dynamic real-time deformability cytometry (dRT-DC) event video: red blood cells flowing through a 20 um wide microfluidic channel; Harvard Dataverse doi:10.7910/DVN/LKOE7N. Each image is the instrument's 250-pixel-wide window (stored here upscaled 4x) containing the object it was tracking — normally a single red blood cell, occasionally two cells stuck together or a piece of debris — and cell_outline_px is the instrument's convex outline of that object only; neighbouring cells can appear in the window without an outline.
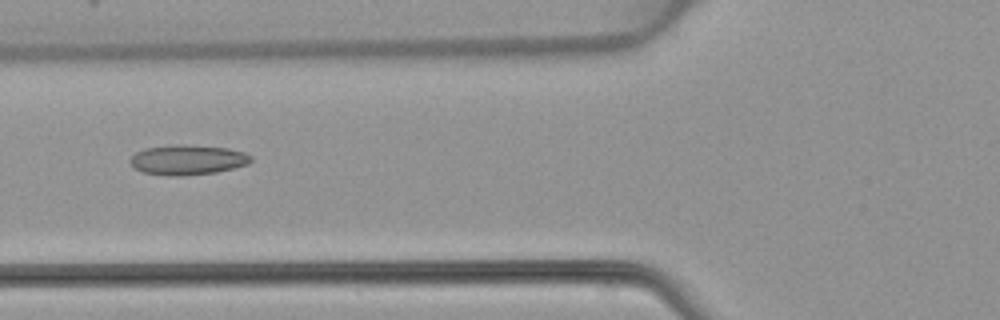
{"species": "common noctule bat (a hibernating species)", "species_latin": "Nyctalus noctula", "temperature_condition": "warm", "stored_images_in_passage": 5, "camera_frame_rate_fps": 3000, "um_per_image_px": 0.085, "animal": {"sex": "female", "body_mass_g": 22.7, "forearm_length_mm": 54.2}, "frame": {"image": 1, "passage_image": 5, "time_ms": 5.0, "image_size_px": [1000, 320], "cell_outline_px": [[252, 160], [248, 164], [216, 172], [184, 176], [168, 176], [144, 172], [136, 168], [128, 160], [136, 152], [144, 148], [172, 144], [184, 144], [228, 148], [244, 152], [252, 156]], "centroid_in_image_um": [15.95, 13.57], "position_along_channel_um": 109.9, "area_um2": 21.21}}